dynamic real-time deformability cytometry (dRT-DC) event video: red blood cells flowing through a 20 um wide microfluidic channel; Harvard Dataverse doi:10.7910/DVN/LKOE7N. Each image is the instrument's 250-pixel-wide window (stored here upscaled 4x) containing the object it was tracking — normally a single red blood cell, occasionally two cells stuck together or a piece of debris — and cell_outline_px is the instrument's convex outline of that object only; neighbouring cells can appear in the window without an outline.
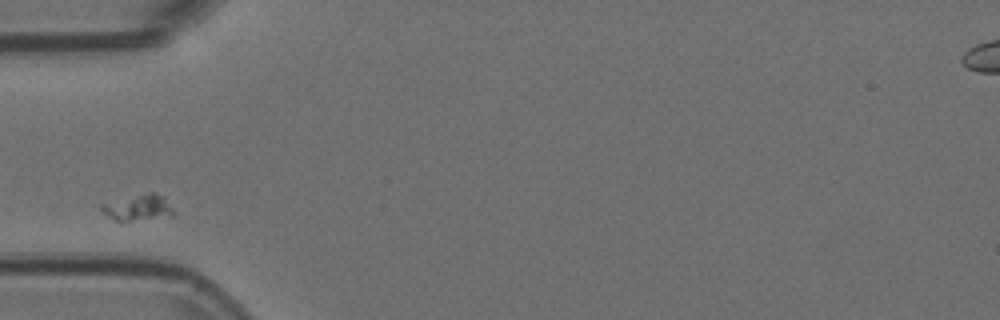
{"species": "Egyptian fruit bat (a non-hibernating species)", "species_latin": "Rousettus aegyptiacus", "temperature_condition": "room temperature", "stored_images_in_passage": 29, "camera_frame_rate_fps": 3000, "um_per_image_px": 0.085, "animal": {"sex": "female"}, "frame": {"image": 1, "passage_image": 1, "time_ms": 0.0, "image_size_px": [1000, 320], "cell_outline_px": [[176, 216], [120, 224], [112, 220], [100, 208], [100, 204], [148, 192], [156, 192], [164, 196], [176, 212]], "centroid_in_image_um": [11.79, 17.71], "position_along_channel_um": 73.2, "area_um2": 11.73}}
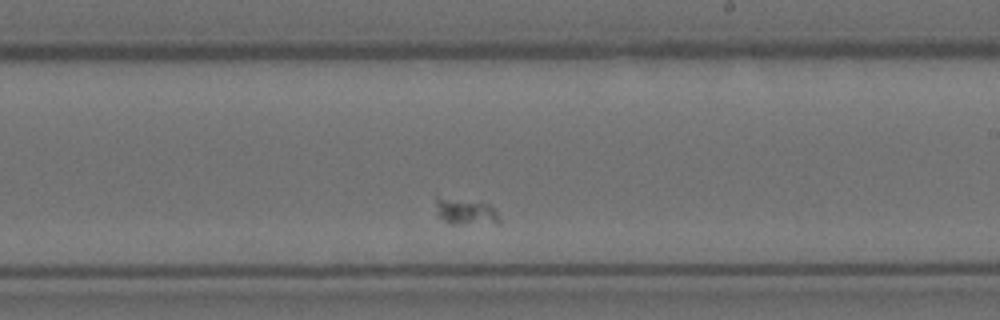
{"frame": {"image": 2, "passage_image": 17, "time_ms": 5.333, "image_size_px": [1000, 320], "cell_outline_px": [[500, 224], [448, 224], [436, 216], [436, 196], [492, 204], [500, 220]], "centroid_in_image_um": [39.57, 18.01], "position_along_channel_um": 249.4, "area_um2": 10.06}}
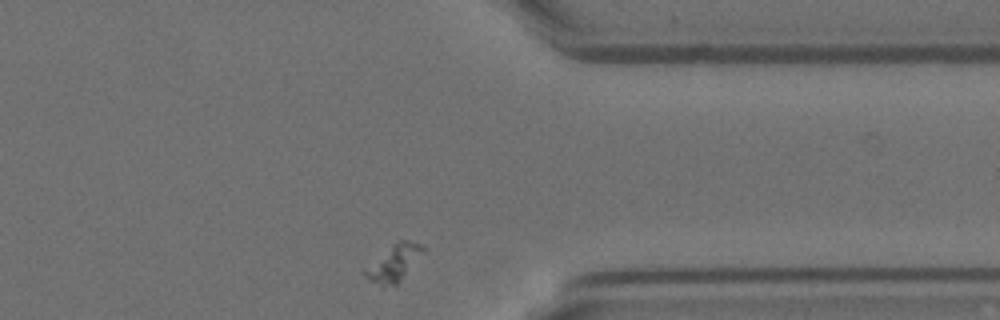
{"frame": {"image": 3, "passage_image": 29, "time_ms": 9.333, "image_size_px": [1000, 320], "cell_outline_px": [[424, 248], [400, 280], [396, 284], [380, 288], [368, 280], [364, 276], [364, 272], [392, 244], [400, 240], [408, 240], [420, 244]], "centroid_in_image_um": [33.43, 22.4], "position_along_channel_um": 378.0, "area_um2": 11.5}}